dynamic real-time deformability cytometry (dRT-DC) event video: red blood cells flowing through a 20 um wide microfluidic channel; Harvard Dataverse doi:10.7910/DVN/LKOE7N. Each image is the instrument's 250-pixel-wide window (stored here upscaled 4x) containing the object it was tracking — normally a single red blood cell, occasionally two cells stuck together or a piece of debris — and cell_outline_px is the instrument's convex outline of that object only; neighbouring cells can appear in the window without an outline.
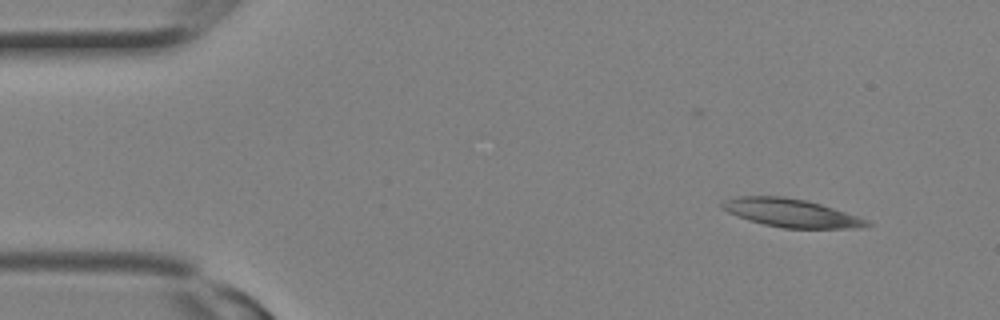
{"species": "Egyptian fruit bat (a non-hibernating species)", "species_latin": "Rousettus aegyptiacus", "temperature_condition": "room temperature", "stored_images_in_passage": 3, "camera_frame_rate_fps": 3000, "um_per_image_px": 0.085, "animal": {"sex": "female"}, "frame": {"image": 1, "passage_image": 3, "time_ms": 0.667, "image_size_px": [1000, 320], "cell_outline_px": [[872, 224], [860, 228], [784, 228], [764, 224], [748, 220], [728, 212], [720, 208], [720, 204], [724, 200], [736, 196], [784, 196], [808, 200], [868, 220]], "centroid_in_image_um": [67.19, 18.09], "position_along_channel_um": 17.8, "area_um2": 23.7}}